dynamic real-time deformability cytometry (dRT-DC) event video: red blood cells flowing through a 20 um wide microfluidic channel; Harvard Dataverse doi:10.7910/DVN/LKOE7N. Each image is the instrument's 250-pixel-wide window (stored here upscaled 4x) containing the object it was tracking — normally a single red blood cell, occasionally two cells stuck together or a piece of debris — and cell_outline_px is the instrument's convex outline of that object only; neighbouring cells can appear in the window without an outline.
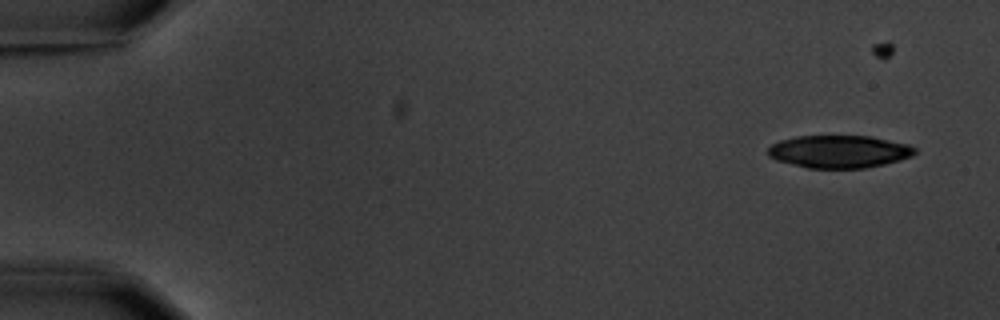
{"species": "common noctule bat (a hibernating species)", "species_latin": "Nyctalus noctula", "temperature_condition": "warm", "stored_images_in_passage": 7, "camera_frame_rate_fps": 3000, "um_per_image_px": 0.085, "animal": {"sex": "male", "body_mass_g": 20.1, "forearm_length_mm": 53.5}, "frame": {"image": 1, "passage_image": 2, "time_ms": 1.333, "image_size_px": [1000, 320], "cell_outline_px": [[916, 152], [912, 156], [900, 160], [884, 164], [864, 168], [808, 168], [776, 160], [768, 156], [768, 148], [772, 144], [780, 140], [796, 136], [872, 136], [908, 144], [916, 148]], "centroid_in_image_um": [71.33, 12.88], "position_along_channel_um": 13.7, "area_um2": 27.98}}